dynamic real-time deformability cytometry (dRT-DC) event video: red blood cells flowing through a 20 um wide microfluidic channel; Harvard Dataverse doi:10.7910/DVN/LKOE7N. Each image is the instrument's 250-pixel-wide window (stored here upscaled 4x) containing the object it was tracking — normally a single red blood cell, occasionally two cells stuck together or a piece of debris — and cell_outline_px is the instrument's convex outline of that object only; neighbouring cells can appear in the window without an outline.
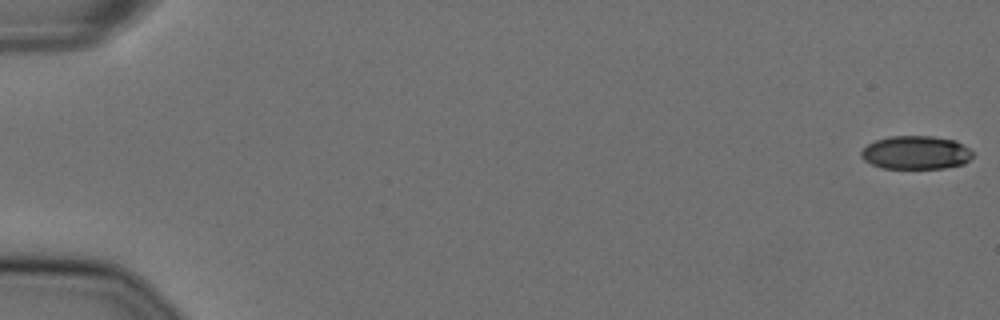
{"species": "Egyptian fruit bat (a non-hibernating species)", "species_latin": "Rousettus aegyptiacus", "temperature_condition": "cold", "stored_images_in_passage": 57, "camera_frame_rate_fps": 3000, "um_per_image_px": 0.085, "animal": {"sex": "female"}, "frame": {"image": 1, "passage_image": 1, "time_ms": 0.0, "image_size_px": [1000, 320], "cell_outline_px": [[972, 156], [964, 164], [944, 168], [884, 168], [872, 164], [864, 160], [860, 156], [860, 152], [868, 144], [876, 140], [888, 136], [932, 136], [956, 140], [968, 148], [972, 152]], "centroid_in_image_um": [77.84, 12.96], "position_along_channel_um": 7.2, "area_um2": 21.68}}
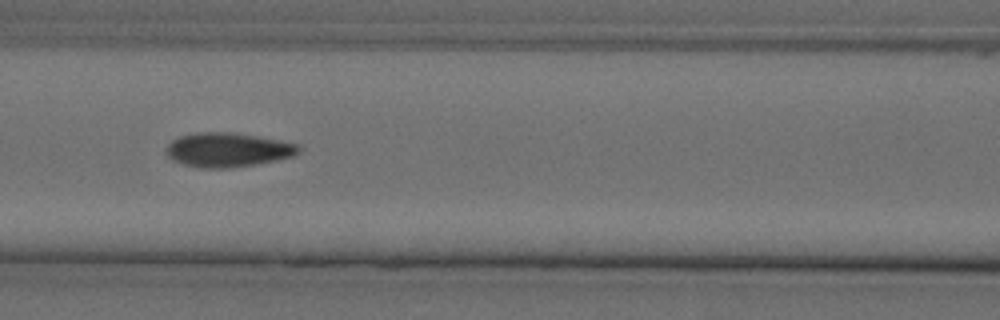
{"frame": {"image": 2, "passage_image": 26, "time_ms": 8.333, "image_size_px": [1000, 320], "cell_outline_px": [[300, 152], [296, 156], [256, 164], [228, 168], [200, 168], [184, 164], [172, 160], [164, 152], [164, 148], [172, 140], [180, 136], [196, 132], [236, 132], [280, 140], [300, 144]], "centroid_in_image_um": [19.37, 12.73], "position_along_channel_um": 147.2, "area_um2": 26.82}}
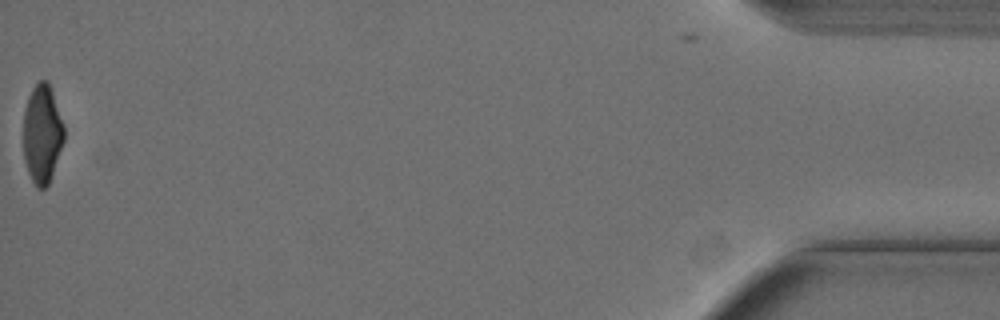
{"frame": {"image": 3, "passage_image": 57, "time_ms": 18.667, "image_size_px": [1000, 320], "cell_outline_px": [[64, 140], [52, 176], [48, 184], [44, 188], [36, 188], [28, 172], [24, 160], [24, 108], [28, 96], [32, 88], [40, 80], [48, 80], [64, 124]], "centroid_in_image_um": [3.59, 11.37], "position_along_channel_um": 431.6, "area_um2": 23.47}, "authors_computed_cell_mechanics": {"area_um2": 25.6632, "velocity_mm_per_s": 3.6343, "shape_relaxation_time_tau1_ms": 5.5214, "shape_relaxation_time_tau2_ms": 1.8895, "deformation_change_tau1": 0.1815, "deformation_change_tau2": 0.0718}}